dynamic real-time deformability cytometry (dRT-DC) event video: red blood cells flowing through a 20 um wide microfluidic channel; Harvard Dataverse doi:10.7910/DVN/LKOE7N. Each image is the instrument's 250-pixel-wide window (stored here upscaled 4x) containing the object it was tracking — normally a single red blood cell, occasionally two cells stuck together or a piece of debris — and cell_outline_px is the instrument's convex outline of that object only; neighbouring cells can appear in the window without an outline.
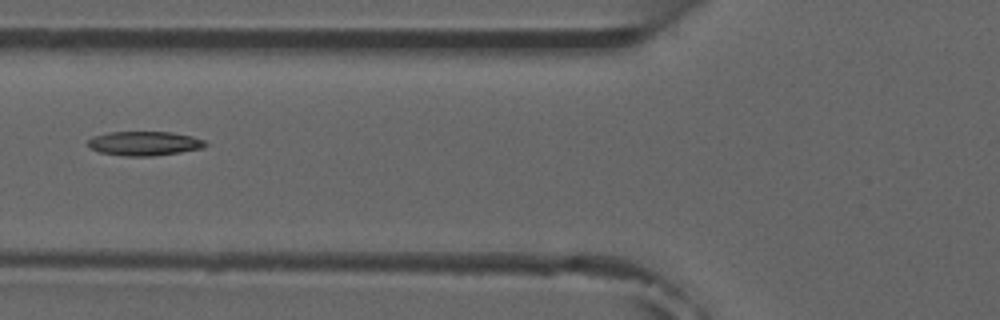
{"species": "common noctule bat (a hibernating species)", "species_latin": "Nyctalus noctula", "temperature_condition": "room temperature", "stored_images_in_passage": 5, "camera_frame_rate_fps": 3000, "um_per_image_px": 0.085, "animal": {"sex": "male", "forearm_length_mm": 52.5}, "frame": {"image": 1, "passage_image": 5, "time_ms": 4.333, "image_size_px": [1000, 320], "cell_outline_px": [[208, 144], [204, 148], [180, 152], [152, 156], [124, 156], [100, 152], [88, 148], [88, 140], [92, 136], [108, 132], [172, 132], [192, 136], [204, 140]], "centroid_in_image_um": [12.26, 12.19], "position_along_channel_um": 113.5, "area_um2": 16.7}}